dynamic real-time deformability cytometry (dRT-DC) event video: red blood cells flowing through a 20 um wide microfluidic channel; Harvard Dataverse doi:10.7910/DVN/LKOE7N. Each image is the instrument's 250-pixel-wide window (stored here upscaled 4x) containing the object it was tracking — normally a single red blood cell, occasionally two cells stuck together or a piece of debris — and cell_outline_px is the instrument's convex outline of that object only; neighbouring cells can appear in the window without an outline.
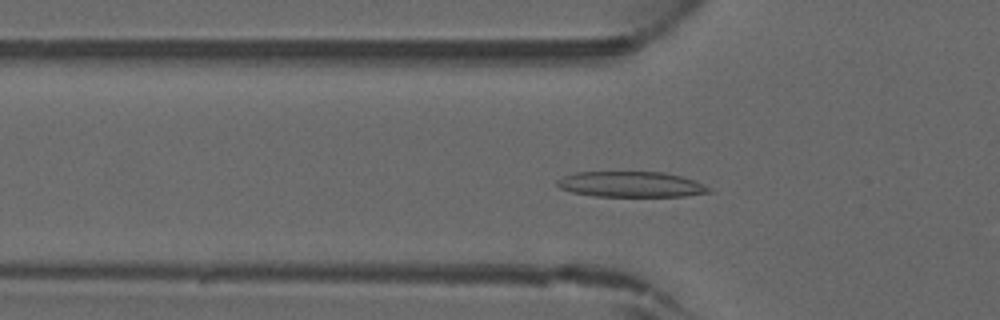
{"species": "common noctule bat (a hibernating species)", "species_latin": "Nyctalus noctula", "temperature_condition": "warm", "stored_images_in_passage": 38, "camera_frame_rate_fps": 3000, "um_per_image_px": 0.085, "animal": {"sex": "male", "forearm_length_mm": 52.5}, "frame": {"image": 1, "passage_image": 8, "time_ms": 2.333, "image_size_px": [1000, 320], "cell_outline_px": [[712, 192], [684, 196], [596, 196], [572, 192], [560, 188], [556, 184], [556, 180], [564, 176], [576, 172], [664, 172], [680, 176], [692, 180], [712, 188]], "centroid_in_image_um": [53.62, 15.67], "position_along_channel_um": 72.2, "area_um2": 22.48}}
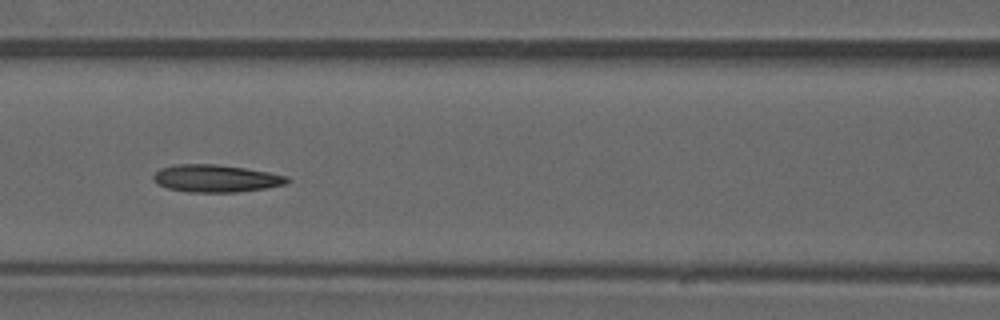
{"frame": {"image": 2, "passage_image": 13, "time_ms": 4.0, "image_size_px": [1000, 320], "cell_outline_px": [[292, 180], [284, 184], [264, 188], [236, 192], [188, 192], [168, 188], [152, 180], [152, 176], [160, 168], [172, 164], [216, 164], [244, 168], [268, 172], [288, 176]], "centroid_in_image_um": [18.33, 15.16], "position_along_channel_um": 148.3, "area_um2": 21.33}}
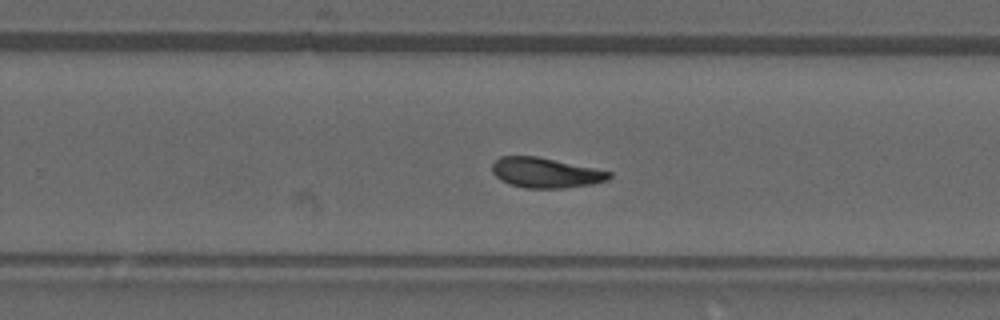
{"frame": {"image": 3, "passage_image": 22, "time_ms": 7.0, "image_size_px": [1000, 320], "cell_outline_px": [[612, 176], [608, 180], [592, 184], [564, 188], [524, 188], [508, 184], [500, 180], [492, 172], [492, 164], [500, 156], [536, 156], [612, 172]], "centroid_in_image_um": [46.35, 14.69], "position_along_channel_um": 283.5, "area_um2": 20.46}}